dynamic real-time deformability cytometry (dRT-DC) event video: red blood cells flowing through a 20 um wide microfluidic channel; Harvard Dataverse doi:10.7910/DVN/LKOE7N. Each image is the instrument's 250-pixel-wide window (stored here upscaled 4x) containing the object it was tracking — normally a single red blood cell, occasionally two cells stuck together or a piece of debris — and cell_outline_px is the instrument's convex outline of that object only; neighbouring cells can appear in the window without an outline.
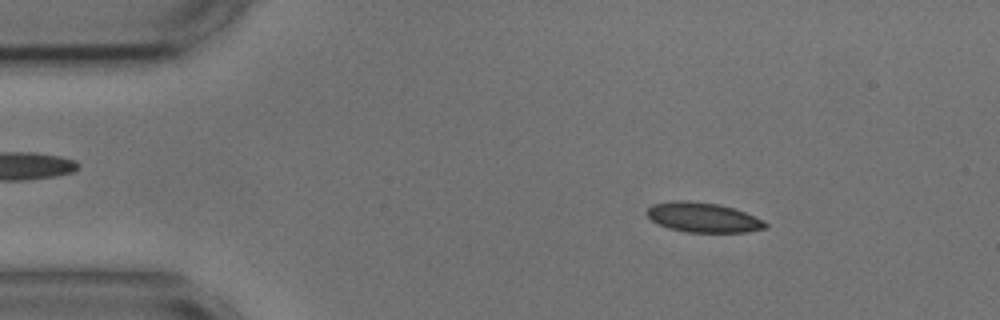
{"species": "common noctule bat (a hibernating species)", "species_latin": "Nyctalus noctula", "temperature_condition": "cold", "stored_images_in_passage": 12, "camera_frame_rate_fps": 3000, "um_per_image_px": 0.085, "animal": {"sex": "male", "body_mass_g": 17.9, "forearm_length_mm": 54.2}, "frame": {"image": 1, "passage_image": 7, "time_ms": 2.0, "image_size_px": [1000, 320], "cell_outline_px": [[768, 228], [748, 232], [688, 232], [668, 228], [652, 220], [648, 216], [648, 208], [652, 204], [672, 200], [688, 200], [720, 204], [744, 212], [764, 220], [768, 224]], "centroid_in_image_um": [59.79, 18.47], "position_along_channel_um": 25.2, "area_um2": 20.58}}